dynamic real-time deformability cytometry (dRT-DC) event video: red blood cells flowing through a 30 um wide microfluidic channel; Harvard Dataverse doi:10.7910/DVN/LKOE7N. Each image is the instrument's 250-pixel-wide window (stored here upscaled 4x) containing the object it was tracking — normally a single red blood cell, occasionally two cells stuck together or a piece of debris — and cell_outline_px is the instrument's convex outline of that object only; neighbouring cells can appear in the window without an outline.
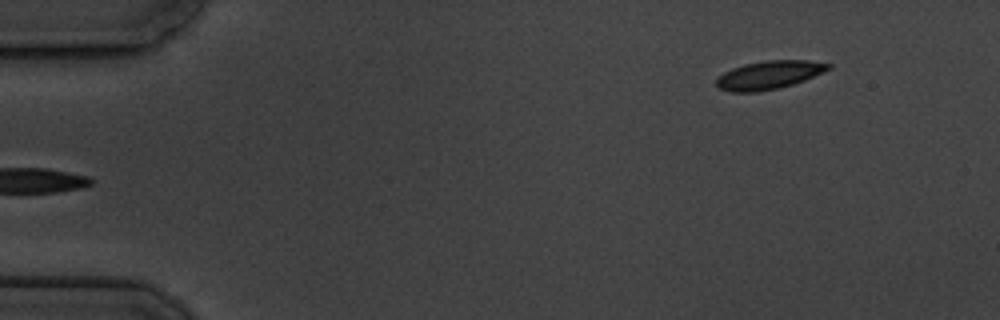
{"species": "common noctule bat (a hibernating species)", "species_latin": "Nyctalus noctula", "temperature_condition": "cold", "stored_images_in_passage": 6, "segment_of_instrument_passage": [2, 2], "camera_frame_rate_fps": 3000, "um_per_image_px": 0.085, "animal": {"sex": "male", "body_mass_g": 19.5, "forearm_length_mm": 54.6}, "frame": {"image": 1, "passage_image": 6, "time_ms": 6.667, "image_size_px": [1000, 320], "cell_outline_px": [[832, 68], [804, 80], [792, 84], [776, 88], [756, 92], [732, 92], [720, 88], [716, 84], [716, 80], [724, 72], [732, 68], [744, 64], [764, 60], [808, 60], [832, 64]], "centroid_in_image_um": [65.38, 6.36], "position_along_channel_um": 19.6, "area_um2": 18.32}}